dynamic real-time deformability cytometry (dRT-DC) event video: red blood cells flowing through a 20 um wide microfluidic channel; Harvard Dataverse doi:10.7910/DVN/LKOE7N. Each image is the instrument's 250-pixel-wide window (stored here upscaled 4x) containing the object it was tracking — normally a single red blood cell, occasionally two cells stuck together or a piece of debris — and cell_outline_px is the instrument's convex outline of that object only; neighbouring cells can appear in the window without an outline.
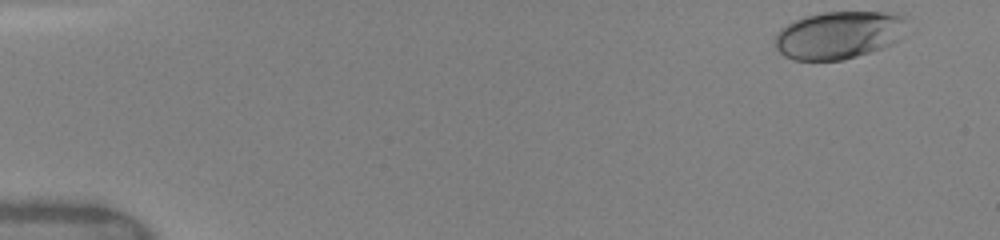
{"species": "human", "species_latin": "Homo sapiens", "temperature_condition": "warm", "stored_images_in_passage": 12, "camera_frame_rate_fps": 3000, "um_per_image_px": 0.085, "donor": {"sex": "female"}, "frame": {"image": 1, "passage_image": 1, "time_ms": 0.0, "image_size_px": [1000, 240], "cell_outline_px": [[904, 20], [896, 40], [892, 44], [884, 48], [872, 52], [840, 60], [796, 60], [784, 56], [776, 48], [772, 40], [780, 28], [804, 16], [820, 12], [884, 12], [904, 16]], "centroid_in_image_um": [71.19, 2.98], "position_along_channel_um": 13.8, "area_um2": 36.3}}
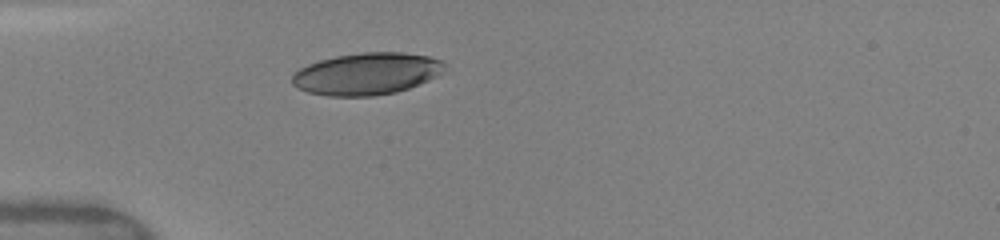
{"frame": {"image": 2, "passage_image": 9, "time_ms": 4.0, "image_size_px": [1000, 240], "cell_outline_px": [[448, 64], [444, 72], [428, 80], [408, 88], [396, 92], [372, 96], [328, 96], [308, 92], [296, 88], [292, 84], [292, 76], [300, 68], [308, 64], [320, 60], [336, 56], [364, 52], [404, 52], [428, 56], [444, 60]], "centroid_in_image_um": [31.21, 6.26], "position_along_channel_um": 53.8, "area_um2": 37.51}}
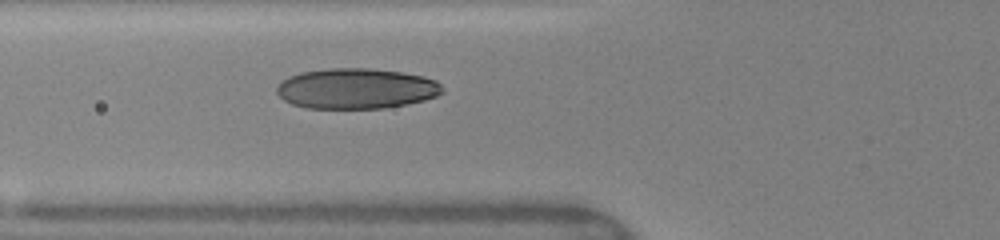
{"frame": {"image": 3, "passage_image": 12, "time_ms": 5.333, "image_size_px": [1000, 240], "cell_outline_px": [[444, 92], [436, 96], [424, 100], [408, 104], [384, 108], [308, 108], [292, 104], [284, 100], [276, 92], [276, 88], [280, 80], [288, 76], [300, 72], [328, 68], [368, 68], [400, 72], [424, 76], [436, 80], [444, 88]], "centroid_in_image_um": [30.27, 7.52], "position_along_channel_um": 95.5, "area_um2": 39.3}}